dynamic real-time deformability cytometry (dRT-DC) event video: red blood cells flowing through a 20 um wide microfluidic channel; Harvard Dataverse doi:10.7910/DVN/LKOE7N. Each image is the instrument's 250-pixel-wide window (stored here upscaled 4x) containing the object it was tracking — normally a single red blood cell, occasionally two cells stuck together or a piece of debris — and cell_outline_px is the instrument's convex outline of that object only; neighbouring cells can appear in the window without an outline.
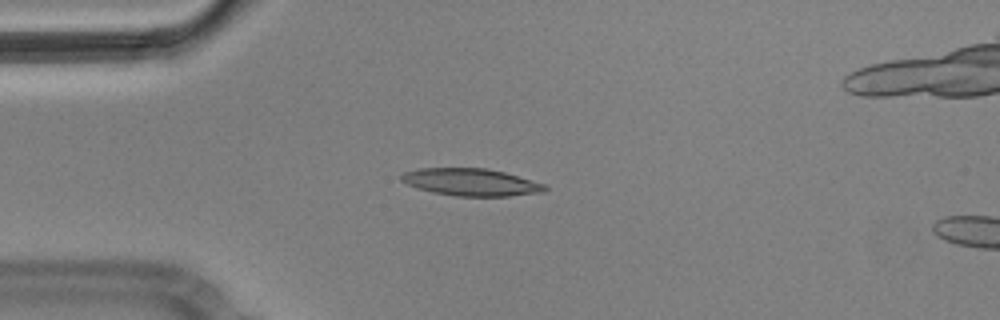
{"species": "Egyptian fruit bat (a non-hibernating species)", "species_latin": "Rousettus aegyptiacus", "temperature_condition": "cold", "stored_images_in_passage": 5, "camera_frame_rate_fps": 3000, "um_per_image_px": 0.085, "animal": {"sex": "male"}, "frame": {"image": 1, "passage_image": 4, "time_ms": 1.0, "image_size_px": [1000, 320], "cell_outline_px": [[548, 188], [544, 192], [508, 196], [456, 196], [432, 192], [416, 188], [400, 180], [400, 176], [404, 172], [420, 168], [488, 168], [504, 172], [544, 184]], "centroid_in_image_um": [40.01, 15.48], "position_along_channel_um": 45.0, "area_um2": 22.77}}